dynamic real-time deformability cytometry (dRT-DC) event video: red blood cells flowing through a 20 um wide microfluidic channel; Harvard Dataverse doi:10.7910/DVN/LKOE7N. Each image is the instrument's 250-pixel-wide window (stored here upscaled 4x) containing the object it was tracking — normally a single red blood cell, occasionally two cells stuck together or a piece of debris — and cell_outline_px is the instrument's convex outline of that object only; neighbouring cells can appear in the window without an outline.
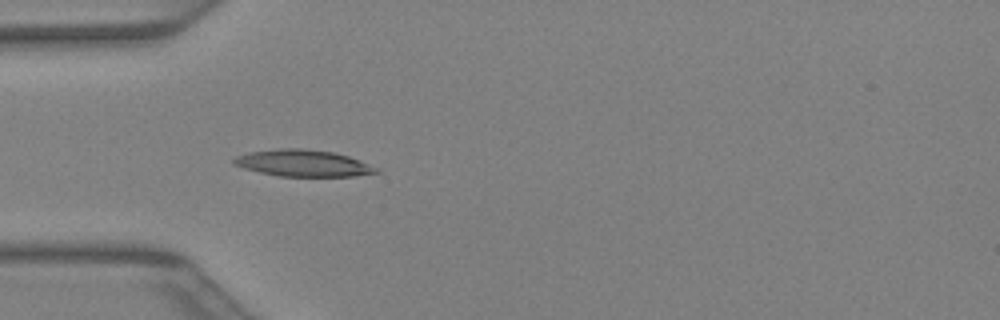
{"species": "Egyptian fruit bat (a non-hibernating species)", "species_latin": "Rousettus aegyptiacus", "temperature_condition": "warm", "stored_images_in_passage": 30, "camera_frame_rate_fps": 3000, "um_per_image_px": 0.085, "animal": {"sex": "female"}, "frame": {"image": 1, "passage_image": 3, "time_ms": 0.667, "image_size_px": [1000, 320], "cell_outline_px": [[380, 172], [356, 176], [280, 176], [260, 172], [244, 168], [236, 164], [232, 160], [236, 156], [248, 152], [280, 148], [304, 148], [332, 152], [348, 156], [376, 168]], "centroid_in_image_um": [25.73, 13.86], "position_along_channel_um": 59.3, "area_um2": 21.79}}
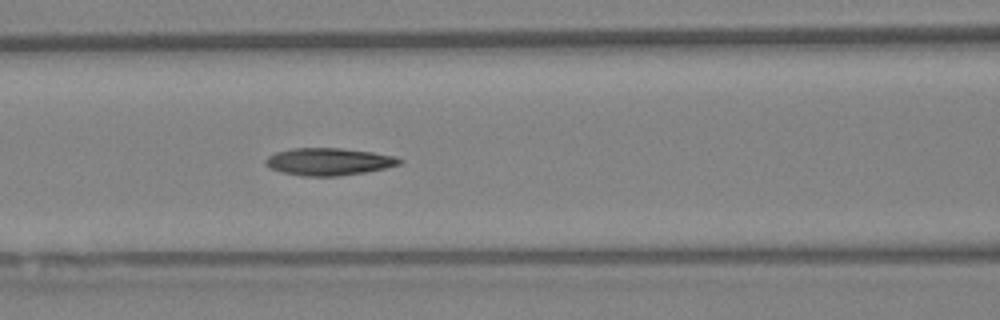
{"frame": {"image": 2, "passage_image": 8, "time_ms": 2.333, "image_size_px": [1000, 320], "cell_outline_px": [[404, 160], [400, 164], [384, 168], [364, 172], [336, 176], [304, 176], [280, 172], [268, 168], [264, 164], [264, 160], [268, 156], [276, 152], [292, 148], [340, 148], [372, 152], [392, 156]], "centroid_in_image_um": [27.87, 13.74], "position_along_channel_um": 138.7, "area_um2": 21.27}}
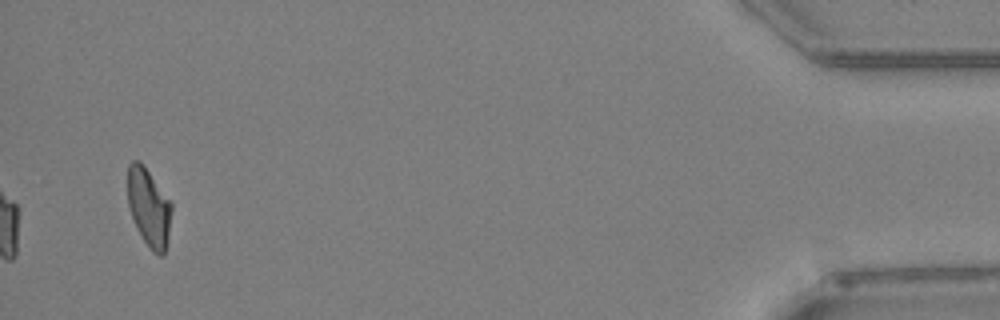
{"frame": {"image": 3, "passage_image": 30, "time_ms": 9.667, "image_size_px": [1000, 320], "cell_outline_px": [[172, 208], [168, 236], [164, 256], [160, 256], [152, 252], [136, 228], [128, 204], [128, 164], [132, 160], [140, 160], [172, 204]], "centroid_in_image_um": [12.65, 17.64], "position_along_channel_um": 422.6, "area_um2": 19.83}}